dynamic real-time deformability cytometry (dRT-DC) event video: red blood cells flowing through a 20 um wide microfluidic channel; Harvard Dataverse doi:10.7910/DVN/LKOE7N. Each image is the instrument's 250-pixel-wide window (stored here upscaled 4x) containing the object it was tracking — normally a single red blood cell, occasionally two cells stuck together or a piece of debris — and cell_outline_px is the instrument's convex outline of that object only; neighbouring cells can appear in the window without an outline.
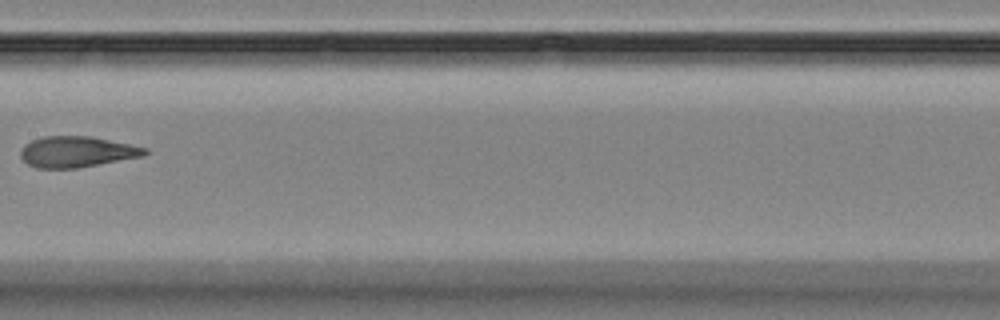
{"species": "Egyptian fruit bat (a non-hibernating species)", "species_latin": "Rousettus aegyptiacus", "temperature_condition": "room temperature", "stored_images_in_passage": 5, "camera_frame_rate_fps": 3000, "um_per_image_px": 0.085, "animal": {"sex": "female"}, "frame": {"image": 1, "passage_image": 4, "time_ms": 3.667, "image_size_px": [1000, 320], "cell_outline_px": [[148, 152], [144, 156], [76, 168], [36, 168], [28, 164], [20, 156], [20, 152], [24, 144], [32, 140], [44, 136], [92, 136], [148, 148]], "centroid_in_image_um": [6.53, 12.9], "position_along_channel_um": 200.9, "area_um2": 22.37}}
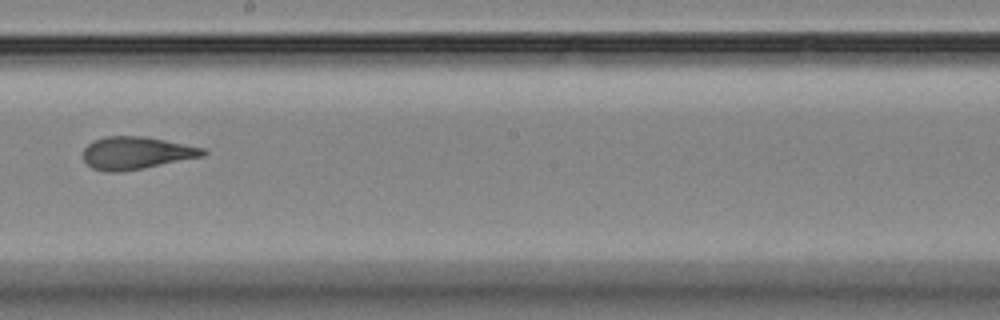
{"frame": {"image": 2, "passage_image": 5, "time_ms": 4.667, "image_size_px": [1000, 320], "cell_outline_px": [[208, 152], [204, 156], [144, 168], [116, 172], [108, 172], [92, 168], [84, 160], [84, 148], [88, 144], [104, 136], [144, 136], [204, 148]], "centroid_in_image_um": [11.59, 13.0], "position_along_channel_um": 236.6, "area_um2": 22.54}}